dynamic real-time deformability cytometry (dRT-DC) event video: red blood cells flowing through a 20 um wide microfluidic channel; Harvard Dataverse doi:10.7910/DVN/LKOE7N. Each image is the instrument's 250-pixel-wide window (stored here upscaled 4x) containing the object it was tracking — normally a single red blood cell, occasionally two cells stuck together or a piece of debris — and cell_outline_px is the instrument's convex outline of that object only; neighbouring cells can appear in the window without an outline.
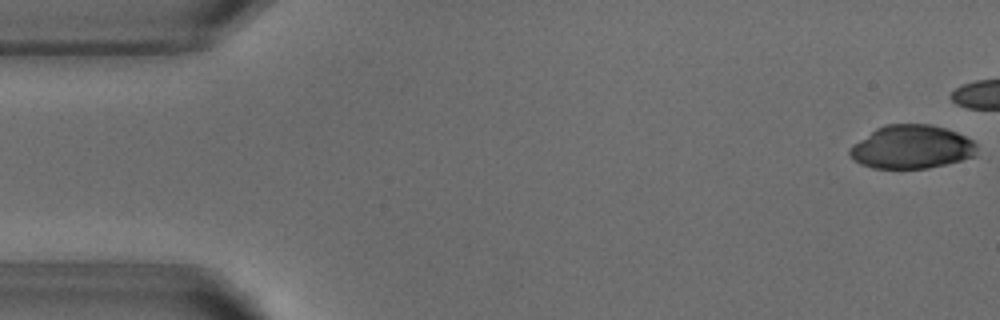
{"species": "common noctule bat (a hibernating species)", "species_latin": "Nyctalus noctula", "temperature_condition": "warm", "stored_images_in_passage": 12, "camera_frame_rate_fps": 3000, "um_per_image_px": 0.085, "animal": {"sex": "male", "body_mass_g": 18.8}, "frame": {"image": 1, "passage_image": 1, "time_ms": 0.0, "image_size_px": [1000, 320], "cell_outline_px": [[976, 156], [928, 168], [872, 168], [860, 164], [848, 152], [852, 144], [876, 128], [884, 124], [928, 124], [944, 128], [956, 132], [972, 140], [976, 144]], "centroid_in_image_um": [77.47, 12.49], "position_along_channel_um": 7.5, "area_um2": 32.02}}